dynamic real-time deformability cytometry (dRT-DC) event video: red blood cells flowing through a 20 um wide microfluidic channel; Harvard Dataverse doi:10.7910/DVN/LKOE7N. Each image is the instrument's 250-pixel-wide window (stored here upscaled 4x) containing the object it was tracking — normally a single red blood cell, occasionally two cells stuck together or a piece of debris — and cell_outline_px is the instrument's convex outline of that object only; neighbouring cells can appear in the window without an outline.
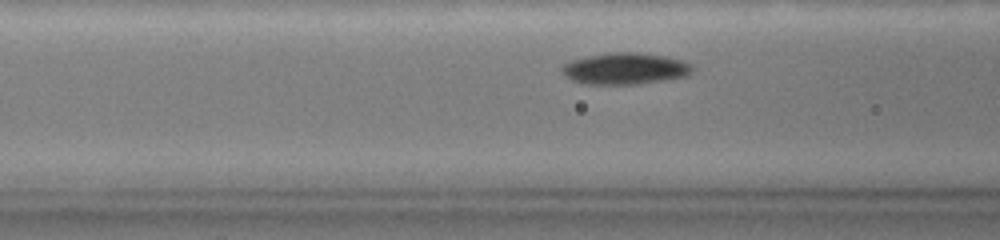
{"species": "common noctule bat (a hibernating species)", "species_latin": "Nyctalus noctula", "temperature_condition": "warm", "stored_images_in_passage": 9, "camera_frame_rate_fps": 3000, "um_per_image_px": 0.085, "animal": {"sex": "female", "body_mass_g": 19.0, "forearm_length_mm": 51.5}, "frame": {"image": 1, "passage_image": 7, "time_ms": 2.333, "image_size_px": [1000, 240], "cell_outline_px": [[692, 68], [684, 76], [632, 84], [588, 84], [572, 80], [560, 72], [560, 64], [572, 60], [588, 56], [608, 52], [636, 52], [668, 56], [684, 60], [692, 64]], "centroid_in_image_um": [53.06, 5.8], "position_along_channel_um": 113.5, "area_um2": 23.81}}